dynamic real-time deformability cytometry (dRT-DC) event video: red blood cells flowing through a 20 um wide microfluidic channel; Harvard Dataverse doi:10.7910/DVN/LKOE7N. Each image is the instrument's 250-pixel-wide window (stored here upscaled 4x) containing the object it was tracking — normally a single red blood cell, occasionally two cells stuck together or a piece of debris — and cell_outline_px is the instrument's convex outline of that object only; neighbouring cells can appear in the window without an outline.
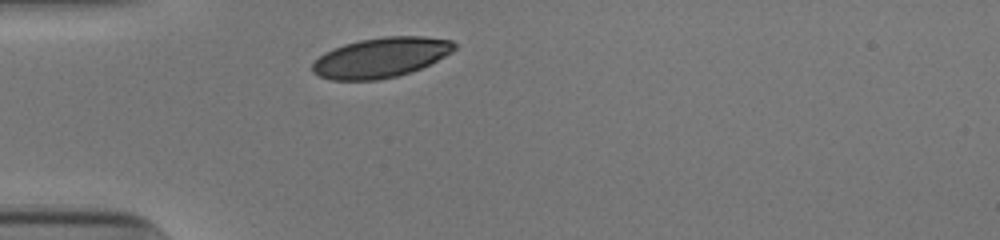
{"species": "human", "species_latin": "Homo sapiens", "temperature_condition": "cold", "stored_images_in_passage": 28, "camera_frame_rate_fps": 3000, "um_per_image_px": 0.085, "donor": {"sex": "male"}, "frame": {"image": 1, "passage_image": 1, "time_ms": 0.0, "image_size_px": [1000, 240], "cell_outline_px": [[456, 48], [452, 52], [420, 68], [396, 76], [380, 80], [332, 80], [320, 76], [312, 72], [312, 64], [324, 52], [332, 48], [344, 44], [360, 40], [384, 36], [424, 36], [452, 40], [456, 44]], "centroid_in_image_um": [32.36, 4.88], "position_along_channel_um": 52.6, "area_um2": 32.95}}
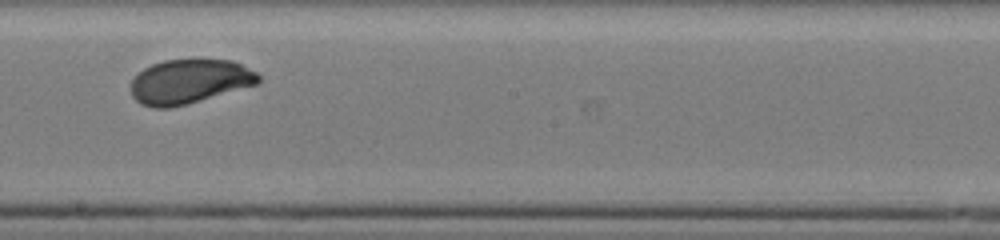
{"frame": {"image": 2, "passage_image": 16, "time_ms": 5.0, "image_size_px": [1000, 240], "cell_outline_px": [[260, 80], [256, 84], [188, 104], [168, 108], [152, 108], [140, 104], [132, 96], [132, 80], [144, 68], [152, 64], [164, 60], [232, 60], [256, 72], [260, 76]], "centroid_in_image_um": [16.08, 6.94], "position_along_channel_um": 232.1, "area_um2": 32.66}}
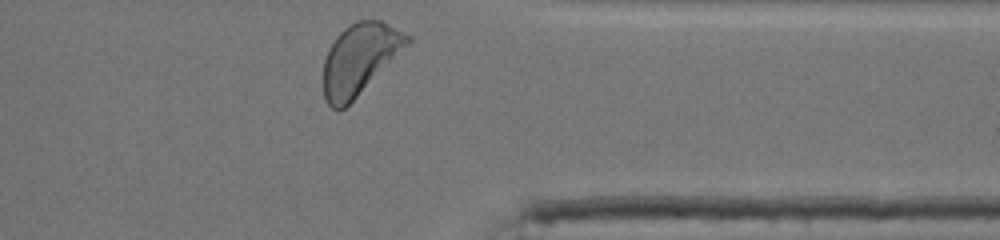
{"frame": {"image": 3, "passage_image": 28, "time_ms": 9.0, "image_size_px": [1000, 240], "cell_outline_px": [[412, 40], [344, 108], [336, 112], [324, 100], [324, 60], [328, 48], [336, 36], [348, 24], [356, 20], [380, 20], [412, 36]], "centroid_in_image_um": [30.53, 4.99], "position_along_channel_um": 380.9, "area_um2": 34.1}, "authors_computed_cell_mechanics": {"area_um2": 33.3217, "velocity_mm_per_s": 3.8596, "shape_relaxation_time_tau1_ms": 3.3146, "shape_relaxation_time_tau2_ms": null, "deformation_change_tau1": 0.1336, "deformation_change_tau2": null}}